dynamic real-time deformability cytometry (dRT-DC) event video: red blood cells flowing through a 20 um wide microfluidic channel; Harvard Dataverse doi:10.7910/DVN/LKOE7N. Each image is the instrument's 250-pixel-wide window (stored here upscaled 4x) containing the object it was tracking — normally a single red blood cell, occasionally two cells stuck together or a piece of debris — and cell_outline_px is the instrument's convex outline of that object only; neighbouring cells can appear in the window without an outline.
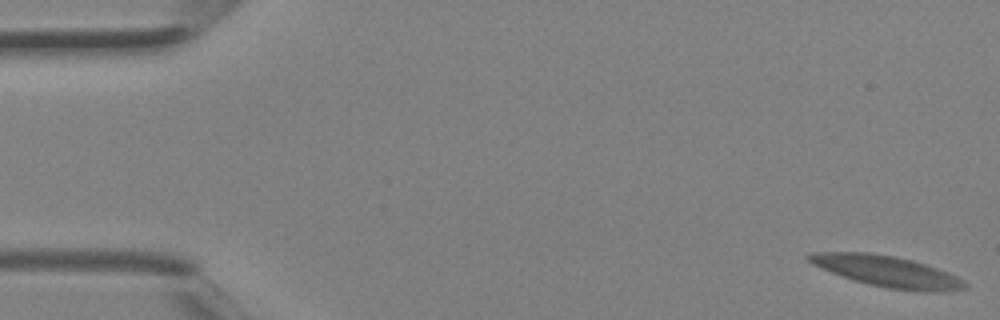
{"species": "Egyptian fruit bat (a non-hibernating species)", "species_latin": "Rousettus aegyptiacus", "temperature_condition": "room temperature", "stored_images_in_passage": 5, "segment_of_instrument_passage": [2, 2], "camera_frame_rate_fps": 3000, "um_per_image_px": 0.085, "animal": {"sex": "female"}, "frame": {"image": 1, "passage_image": 5, "time_ms": 1.333, "image_size_px": [1000, 320], "cell_outline_px": [[968, 288], [948, 292], [924, 292], [888, 288], [868, 284], [832, 272], [812, 264], [804, 256], [812, 252], [868, 252], [892, 256], [912, 260], [948, 272], [964, 280], [968, 284]], "centroid_in_image_um": [75.46, 23.08], "position_along_channel_um": 9.5, "area_um2": 28.15}}